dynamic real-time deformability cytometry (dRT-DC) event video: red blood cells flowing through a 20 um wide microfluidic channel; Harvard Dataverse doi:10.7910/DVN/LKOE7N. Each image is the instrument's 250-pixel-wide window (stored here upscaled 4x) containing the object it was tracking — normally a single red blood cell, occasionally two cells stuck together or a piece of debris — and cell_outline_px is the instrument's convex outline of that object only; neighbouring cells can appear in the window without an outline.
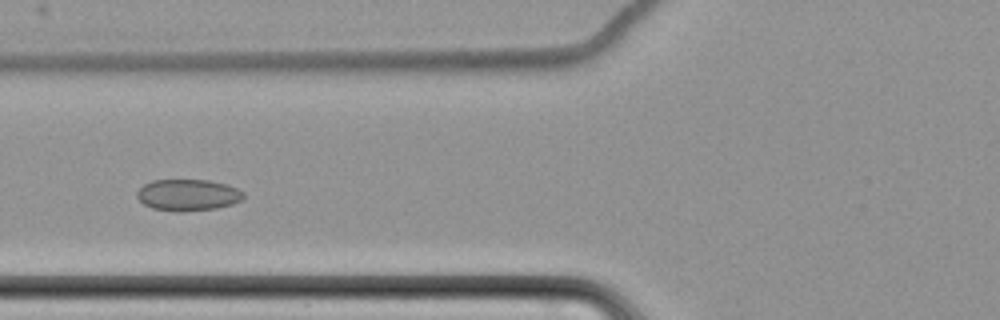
{"species": "common noctule bat (a hibernating species)", "species_latin": "Nyctalus noctula", "temperature_condition": "cold", "stored_images_in_passage": 14, "camera_frame_rate_fps": 3000, "um_per_image_px": 0.085, "animal": {"sex": "female", "body_mass_g": 22.7, "forearm_length_mm": 54.2}, "frame": {"image": 1, "passage_image": 5, "time_ms": 5.667, "image_size_px": [1000, 320], "cell_outline_px": [[244, 196], [240, 200], [232, 204], [216, 208], [180, 212], [172, 212], [152, 208], [144, 204], [136, 196], [136, 192], [144, 184], [152, 180], [208, 180], [228, 184], [244, 192]], "centroid_in_image_um": [15.96, 16.57], "position_along_channel_um": 109.8, "area_um2": 19.65}}
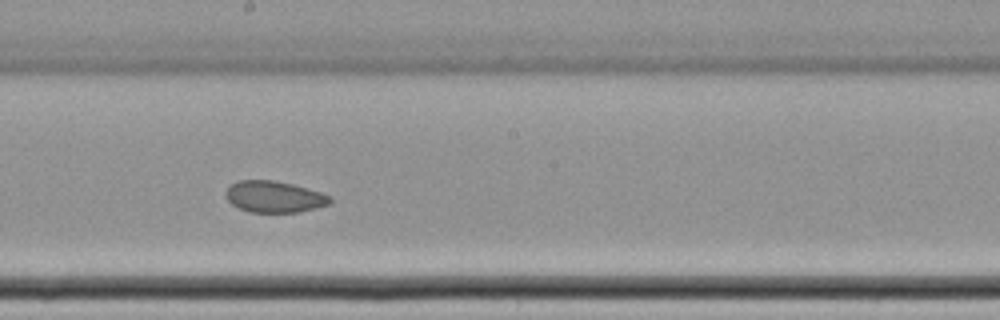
{"frame": {"image": 2, "passage_image": 8, "time_ms": 9.0, "image_size_px": [1000, 320], "cell_outline_px": [[332, 200], [328, 204], [300, 212], [248, 212], [232, 204], [228, 200], [228, 188], [236, 180], [272, 180], [292, 184], [320, 192], [332, 196]], "centroid_in_image_um": [23.33, 16.72], "position_along_channel_um": 224.9, "area_um2": 18.84}}
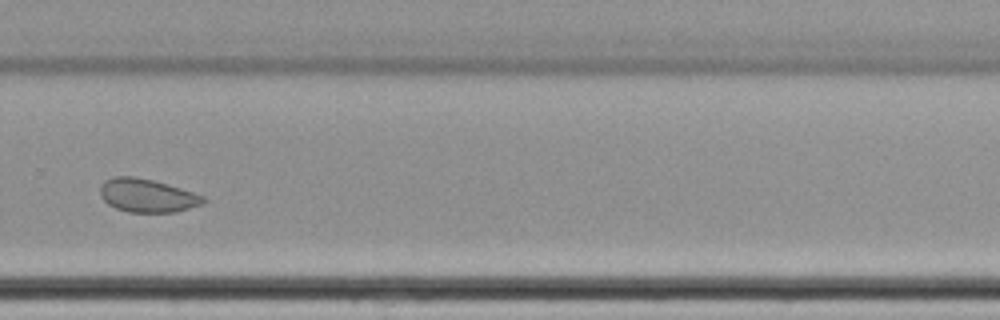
{"frame": {"image": 3, "passage_image": 10, "time_ms": 11.667, "image_size_px": [1000, 320], "cell_outline_px": [[208, 200], [204, 204], [176, 212], [128, 212], [116, 208], [108, 204], [100, 196], [100, 188], [104, 180], [112, 176], [136, 176], [168, 184], [204, 196]], "centroid_in_image_um": [12.51, 16.62], "position_along_channel_um": 317.3, "area_um2": 20.23}, "authors_computed_cell_mechanics": {"area_um2": 20.7791, "velocity_mm_per_s": 3.4656, "shape_relaxation_time_tau1_ms": null, "shape_relaxation_time_tau2_ms": 1.7756, "deformation_change_tau1": null, "deformation_change_tau2": 0.0421}}